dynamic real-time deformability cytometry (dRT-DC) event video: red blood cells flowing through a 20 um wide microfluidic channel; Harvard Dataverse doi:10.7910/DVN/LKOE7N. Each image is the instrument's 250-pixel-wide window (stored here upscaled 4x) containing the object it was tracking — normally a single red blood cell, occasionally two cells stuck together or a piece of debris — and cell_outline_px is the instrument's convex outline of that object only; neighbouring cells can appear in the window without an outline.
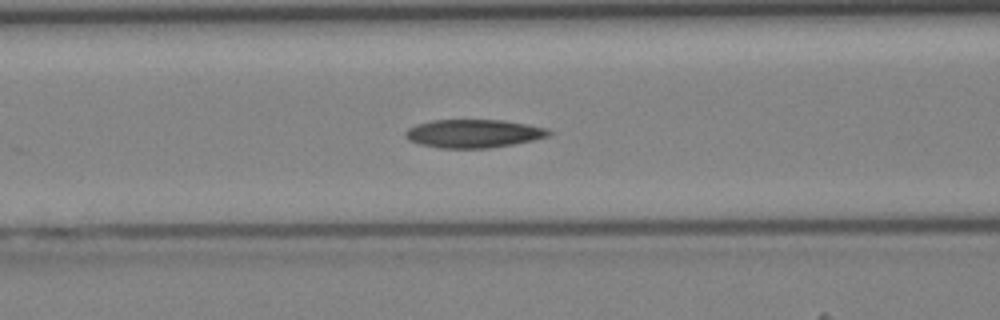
{"species": "Egyptian fruit bat (a non-hibernating species)", "species_latin": "Rousettus aegyptiacus", "temperature_condition": "cold", "stored_images_in_passage": 43, "camera_frame_rate_fps": 3000, "um_per_image_px": 0.085, "animal": {"sex": "female"}, "frame": {"image": 1, "passage_image": 18, "time_ms": 5.667, "image_size_px": [1000, 320], "cell_outline_px": [[552, 132], [548, 136], [532, 140], [512, 144], [488, 148], [440, 148], [420, 144], [408, 140], [404, 136], [404, 132], [408, 128], [416, 124], [432, 120], [504, 120], [528, 124], [548, 128]], "centroid_in_image_um": [40.23, 11.34], "position_along_channel_um": 126.4, "area_um2": 23.7}}
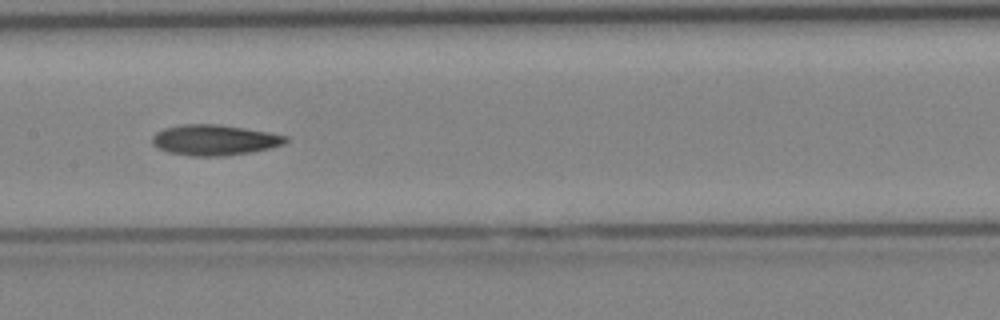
{"frame": {"image": 2, "passage_image": 22, "time_ms": 7.0, "image_size_px": [1000, 320], "cell_outline_px": [[288, 140], [284, 144], [272, 148], [224, 156], [192, 156], [168, 152], [156, 148], [152, 144], [152, 136], [156, 132], [164, 128], [180, 124], [220, 124], [268, 132], [288, 136]], "centroid_in_image_um": [18.2, 11.9], "position_along_channel_um": 189.2, "area_um2": 23.93}}
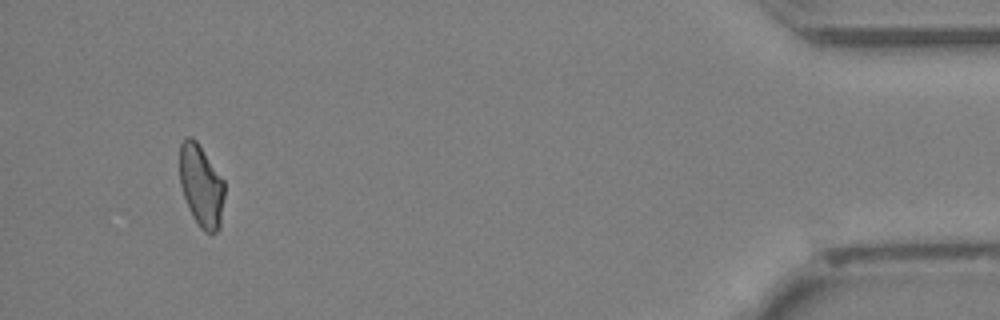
{"frame": {"image": 3, "passage_image": 41, "time_ms": 13.333, "image_size_px": [1000, 320], "cell_outline_px": [[224, 196], [220, 228], [216, 232], [204, 232], [200, 228], [192, 216], [188, 208], [180, 184], [180, 144], [184, 136], [192, 136], [196, 140], [224, 180]], "centroid_in_image_um": [17.1, 15.78], "position_along_channel_um": 418.1, "area_um2": 21.56}}